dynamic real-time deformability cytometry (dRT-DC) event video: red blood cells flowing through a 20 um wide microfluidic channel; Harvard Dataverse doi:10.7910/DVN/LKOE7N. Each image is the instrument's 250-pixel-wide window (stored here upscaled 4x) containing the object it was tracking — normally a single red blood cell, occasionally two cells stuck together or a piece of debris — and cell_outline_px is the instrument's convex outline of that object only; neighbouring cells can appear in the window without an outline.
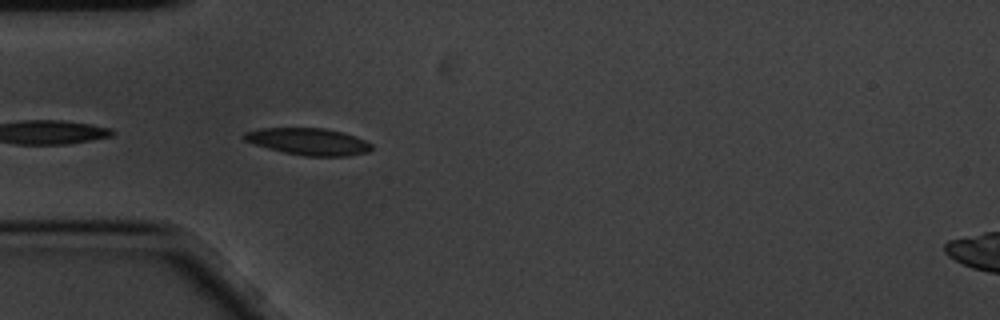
{"species": "common noctule bat (a hibernating species)", "species_latin": "Nyctalus noctula", "temperature_condition": "cold", "stored_images_in_passage": 4, "camera_frame_rate_fps": 3000, "um_per_image_px": 0.085, "animal": {"sex": "male", "body_mass_g": 20.1, "forearm_length_mm": 53.5}, "frame": {"image": 1, "passage_image": 4, "time_ms": 1.0, "image_size_px": [1000, 320], "cell_outline_px": [[372, 148], [368, 152], [348, 156], [304, 156], [284, 152], [268, 148], [244, 140], [240, 136], [244, 132], [260, 128], [324, 128], [340, 132], [364, 140], [372, 144]], "centroid_in_image_um": [26.18, 12.03], "position_along_channel_um": 58.8, "area_um2": 19.83}}